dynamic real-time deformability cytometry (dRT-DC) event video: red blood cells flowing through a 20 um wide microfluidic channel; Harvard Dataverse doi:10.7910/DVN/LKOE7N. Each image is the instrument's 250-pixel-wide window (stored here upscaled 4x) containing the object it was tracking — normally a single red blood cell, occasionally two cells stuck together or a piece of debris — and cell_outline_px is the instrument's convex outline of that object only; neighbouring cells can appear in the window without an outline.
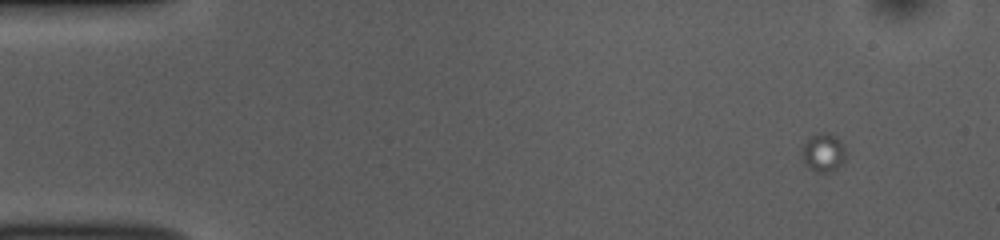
{"species": "common noctule bat (a hibernating species)", "species_latin": "Nyctalus noctula", "temperature_condition": "room temperature", "stored_images_in_passage": 21, "camera_frame_rate_fps": 3000, "um_per_image_px": 0.085, "animal": {"sex": "female", "body_mass_g": 10.0, "forearm_length_mm": 53.1}, "frame": {"image": 1, "passage_image": 1, "time_ms": 0.0, "image_size_px": [1000, 240], "cell_outline_px": [[848, 152], [844, 160], [832, 172], [816, 172], [808, 168], [804, 164], [800, 148], [808, 136], [816, 132], [828, 132], [836, 136], [844, 144]], "centroid_in_image_um": [69.97, 12.93], "position_along_channel_um": 15.0, "area_um2": 10.4}}